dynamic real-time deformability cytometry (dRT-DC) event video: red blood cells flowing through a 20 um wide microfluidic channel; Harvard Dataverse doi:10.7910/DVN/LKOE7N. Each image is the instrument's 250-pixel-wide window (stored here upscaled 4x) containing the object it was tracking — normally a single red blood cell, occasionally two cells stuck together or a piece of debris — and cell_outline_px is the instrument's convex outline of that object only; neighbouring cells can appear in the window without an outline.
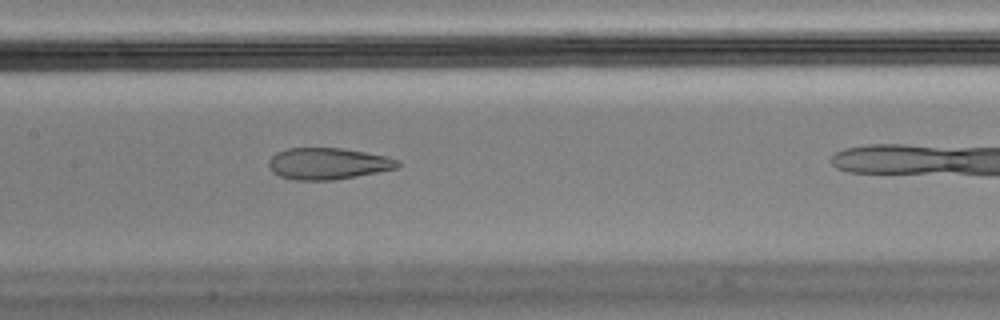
{"species": "Egyptian fruit bat (a non-hibernating species)", "species_latin": "Rousettus aegyptiacus", "temperature_condition": "cold", "stored_images_in_passage": 19, "camera_frame_rate_fps": 3000, "um_per_image_px": 0.085, "animal": {"sex": "male"}, "frame": {"image": 1, "passage_image": 11, "time_ms": 3.333, "image_size_px": [1000, 320], "cell_outline_px": [[400, 168], [356, 176], [332, 180], [296, 180], [280, 176], [272, 172], [268, 164], [268, 160], [276, 152], [288, 148], [340, 148], [388, 156], [400, 160]], "centroid_in_image_um": [27.89, 13.9], "position_along_channel_um": 179.5, "area_um2": 23.81}}